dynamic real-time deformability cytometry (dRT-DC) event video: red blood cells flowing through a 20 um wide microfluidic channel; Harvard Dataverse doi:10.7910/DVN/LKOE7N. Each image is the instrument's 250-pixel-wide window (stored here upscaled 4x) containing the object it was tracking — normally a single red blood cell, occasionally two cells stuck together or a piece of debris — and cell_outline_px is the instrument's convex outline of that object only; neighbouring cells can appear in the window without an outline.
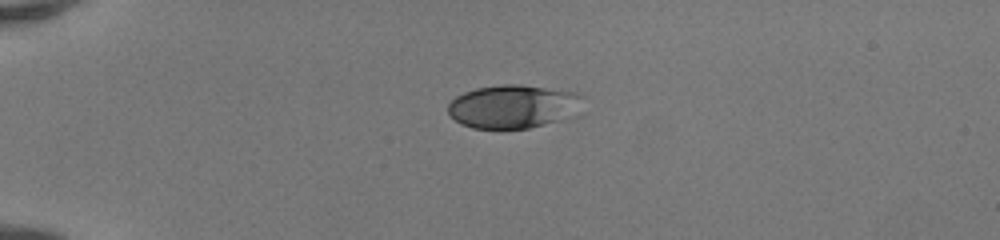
{"species": "human", "species_latin": "Homo sapiens", "temperature_condition": "room temperature", "stored_images_in_passage": 38, "camera_frame_rate_fps": 3000, "um_per_image_px": 0.085, "donor": {"sex": "female"}, "frame": {"image": 1, "passage_image": 1, "time_ms": 0.0, "image_size_px": [1000, 240], "cell_outline_px": [[584, 96], [556, 120], [544, 124], [528, 128], [472, 128], [460, 124], [448, 112], [448, 104], [456, 96], [464, 92], [476, 88], [504, 84], [520, 84], [576, 92]], "centroid_in_image_um": [43.43, 9.02], "position_along_channel_um": 41.6, "area_um2": 32.77}}
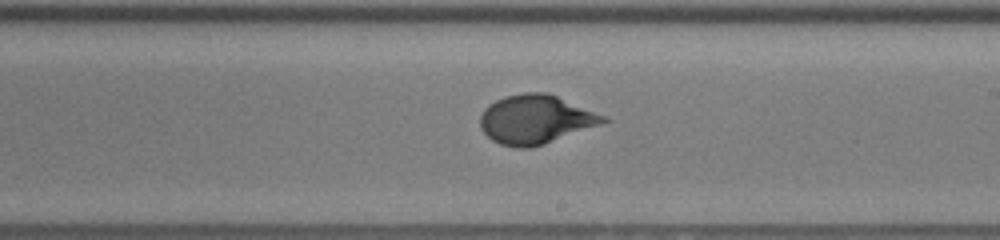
{"frame": {"image": 2, "passage_image": 19, "time_ms": 6.0, "image_size_px": [1000, 240], "cell_outline_px": [[612, 120], [544, 144], [532, 148], [516, 148], [500, 144], [492, 140], [480, 128], [480, 116], [484, 108], [488, 104], [504, 96], [524, 92], [544, 92], [556, 96], [608, 116]], "centroid_in_image_um": [45.52, 10.15], "position_along_channel_um": 243.5, "area_um2": 35.2}}
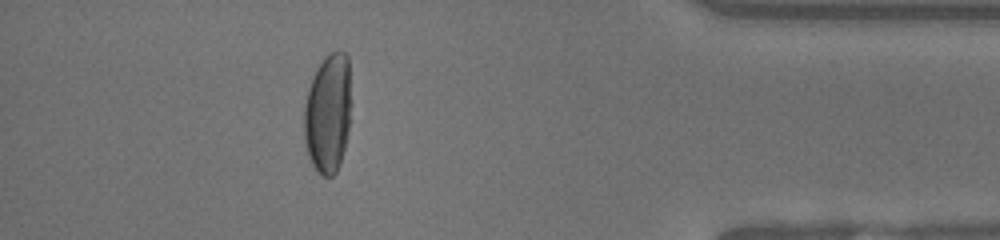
{"frame": {"image": 3, "passage_image": 33, "time_ms": 10.667, "image_size_px": [1000, 240], "cell_outline_px": [[348, 128], [344, 148], [340, 164], [336, 172], [332, 176], [324, 176], [312, 164], [308, 156], [304, 136], [304, 104], [308, 88], [316, 68], [324, 56], [332, 52], [344, 52], [348, 56]], "centroid_in_image_um": [27.83, 9.63], "position_along_channel_um": 407.4, "area_um2": 32.08}, "authors_computed_cell_mechanics": {"area_um2": 34.1887, "velocity_mm_per_s": 4.1956, "shape_relaxation_time_tau1_ms": 4.3849, "shape_relaxation_time_tau2_ms": null, "deformation_change_tau1": 0.2101, "deformation_change_tau2": null}}